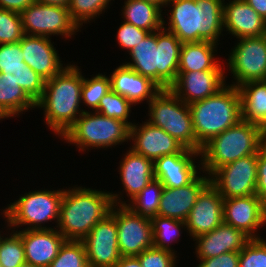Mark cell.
<instances>
[{"label":"cell","instance_id":"1","mask_svg":"<svg viewBox=\"0 0 266 267\" xmlns=\"http://www.w3.org/2000/svg\"><path fill=\"white\" fill-rule=\"evenodd\" d=\"M121 193L77 185L64 189L56 229L66 240L82 241L92 228L110 213L113 204H127L128 201L121 197Z\"/></svg>","mask_w":266,"mask_h":267},{"label":"cell","instance_id":"2","mask_svg":"<svg viewBox=\"0 0 266 267\" xmlns=\"http://www.w3.org/2000/svg\"><path fill=\"white\" fill-rule=\"evenodd\" d=\"M80 70L75 63L65 65L58 75L45 81L44 93L36 102V108L44 112L45 124L58 135V138H61L77 118L87 111L80 107L83 85Z\"/></svg>","mask_w":266,"mask_h":267},{"label":"cell","instance_id":"3","mask_svg":"<svg viewBox=\"0 0 266 267\" xmlns=\"http://www.w3.org/2000/svg\"><path fill=\"white\" fill-rule=\"evenodd\" d=\"M223 3L224 0H168L165 7L172 5V9L169 22L166 24L163 20V28L182 43L210 41L218 44L224 31Z\"/></svg>","mask_w":266,"mask_h":267},{"label":"cell","instance_id":"4","mask_svg":"<svg viewBox=\"0 0 266 267\" xmlns=\"http://www.w3.org/2000/svg\"><path fill=\"white\" fill-rule=\"evenodd\" d=\"M181 46L175 34L162 28L133 47L129 51L131 62L122 64L148 77L161 89H170L177 79Z\"/></svg>","mask_w":266,"mask_h":267},{"label":"cell","instance_id":"5","mask_svg":"<svg viewBox=\"0 0 266 267\" xmlns=\"http://www.w3.org/2000/svg\"><path fill=\"white\" fill-rule=\"evenodd\" d=\"M266 142V132L257 124L240 120L202 146V173L210 176L216 169L248 155H258Z\"/></svg>","mask_w":266,"mask_h":267},{"label":"cell","instance_id":"6","mask_svg":"<svg viewBox=\"0 0 266 267\" xmlns=\"http://www.w3.org/2000/svg\"><path fill=\"white\" fill-rule=\"evenodd\" d=\"M189 108L196 141L201 147L241 120L240 93L230 83L214 95L191 103Z\"/></svg>","mask_w":266,"mask_h":267},{"label":"cell","instance_id":"7","mask_svg":"<svg viewBox=\"0 0 266 267\" xmlns=\"http://www.w3.org/2000/svg\"><path fill=\"white\" fill-rule=\"evenodd\" d=\"M64 188L61 190H36L24 193L1 211L9 230L25 226L22 230L55 229L58 225ZM55 221V227L46 222ZM27 225V226H26Z\"/></svg>","mask_w":266,"mask_h":267},{"label":"cell","instance_id":"8","mask_svg":"<svg viewBox=\"0 0 266 267\" xmlns=\"http://www.w3.org/2000/svg\"><path fill=\"white\" fill-rule=\"evenodd\" d=\"M130 127L123 121L103 116L97 112H83L61 137L76 144L79 152L89 149L112 148L128 143Z\"/></svg>","mask_w":266,"mask_h":267},{"label":"cell","instance_id":"9","mask_svg":"<svg viewBox=\"0 0 266 267\" xmlns=\"http://www.w3.org/2000/svg\"><path fill=\"white\" fill-rule=\"evenodd\" d=\"M148 116L146 121L162 128L185 148L200 153L202 147L196 141L189 105L170 89H161L148 102Z\"/></svg>","mask_w":266,"mask_h":267},{"label":"cell","instance_id":"10","mask_svg":"<svg viewBox=\"0 0 266 267\" xmlns=\"http://www.w3.org/2000/svg\"><path fill=\"white\" fill-rule=\"evenodd\" d=\"M228 56L229 71L238 87L249 81L266 80V35L237 39Z\"/></svg>","mask_w":266,"mask_h":267},{"label":"cell","instance_id":"11","mask_svg":"<svg viewBox=\"0 0 266 267\" xmlns=\"http://www.w3.org/2000/svg\"><path fill=\"white\" fill-rule=\"evenodd\" d=\"M20 14L26 35L72 38L80 30L72 20L68 7L45 5L36 1Z\"/></svg>","mask_w":266,"mask_h":267},{"label":"cell","instance_id":"12","mask_svg":"<svg viewBox=\"0 0 266 267\" xmlns=\"http://www.w3.org/2000/svg\"><path fill=\"white\" fill-rule=\"evenodd\" d=\"M258 155H248L225 164L210 175V183L223 198L256 194Z\"/></svg>","mask_w":266,"mask_h":267},{"label":"cell","instance_id":"13","mask_svg":"<svg viewBox=\"0 0 266 267\" xmlns=\"http://www.w3.org/2000/svg\"><path fill=\"white\" fill-rule=\"evenodd\" d=\"M89 267H115L122 257L118 249L115 204L82 240Z\"/></svg>","mask_w":266,"mask_h":267},{"label":"cell","instance_id":"14","mask_svg":"<svg viewBox=\"0 0 266 267\" xmlns=\"http://www.w3.org/2000/svg\"><path fill=\"white\" fill-rule=\"evenodd\" d=\"M115 220L121 256H137L153 247L150 218L135 214L125 205H115Z\"/></svg>","mask_w":266,"mask_h":267},{"label":"cell","instance_id":"15","mask_svg":"<svg viewBox=\"0 0 266 267\" xmlns=\"http://www.w3.org/2000/svg\"><path fill=\"white\" fill-rule=\"evenodd\" d=\"M223 222L241 230L250 239H260L257 231L266 225V205L256 194L224 198Z\"/></svg>","mask_w":266,"mask_h":267},{"label":"cell","instance_id":"16","mask_svg":"<svg viewBox=\"0 0 266 267\" xmlns=\"http://www.w3.org/2000/svg\"><path fill=\"white\" fill-rule=\"evenodd\" d=\"M131 140L133 145L130 149L153 162L162 156L183 153L187 150L162 128L148 121L142 122L140 126L135 123L130 128L129 141Z\"/></svg>","mask_w":266,"mask_h":267},{"label":"cell","instance_id":"17","mask_svg":"<svg viewBox=\"0 0 266 267\" xmlns=\"http://www.w3.org/2000/svg\"><path fill=\"white\" fill-rule=\"evenodd\" d=\"M200 153L187 149L183 153L165 155L153 162L154 178L158 179L164 187L179 188L191 183L202 170L201 160L196 162ZM195 158V159H194ZM196 160V161H195ZM195 163H200L195 165Z\"/></svg>","mask_w":266,"mask_h":267},{"label":"cell","instance_id":"18","mask_svg":"<svg viewBox=\"0 0 266 267\" xmlns=\"http://www.w3.org/2000/svg\"><path fill=\"white\" fill-rule=\"evenodd\" d=\"M225 71L178 72L170 90L187 105L204 100L222 89L227 83Z\"/></svg>","mask_w":266,"mask_h":267},{"label":"cell","instance_id":"19","mask_svg":"<svg viewBox=\"0 0 266 267\" xmlns=\"http://www.w3.org/2000/svg\"><path fill=\"white\" fill-rule=\"evenodd\" d=\"M223 202L224 198L211 183L201 191L185 221L191 239L213 231L223 222Z\"/></svg>","mask_w":266,"mask_h":267},{"label":"cell","instance_id":"20","mask_svg":"<svg viewBox=\"0 0 266 267\" xmlns=\"http://www.w3.org/2000/svg\"><path fill=\"white\" fill-rule=\"evenodd\" d=\"M20 47L23 61L45 80L65 68L51 38L25 34L20 40Z\"/></svg>","mask_w":266,"mask_h":267},{"label":"cell","instance_id":"21","mask_svg":"<svg viewBox=\"0 0 266 267\" xmlns=\"http://www.w3.org/2000/svg\"><path fill=\"white\" fill-rule=\"evenodd\" d=\"M199 174L191 183L162 190L157 215L186 221L201 191L210 183V176Z\"/></svg>","mask_w":266,"mask_h":267},{"label":"cell","instance_id":"22","mask_svg":"<svg viewBox=\"0 0 266 267\" xmlns=\"http://www.w3.org/2000/svg\"><path fill=\"white\" fill-rule=\"evenodd\" d=\"M250 238L241 230L222 222L213 231L193 238L198 259L213 258L227 252H240Z\"/></svg>","mask_w":266,"mask_h":267},{"label":"cell","instance_id":"23","mask_svg":"<svg viewBox=\"0 0 266 267\" xmlns=\"http://www.w3.org/2000/svg\"><path fill=\"white\" fill-rule=\"evenodd\" d=\"M223 17L224 31L237 39L266 35V20L245 0H224Z\"/></svg>","mask_w":266,"mask_h":267},{"label":"cell","instance_id":"24","mask_svg":"<svg viewBox=\"0 0 266 267\" xmlns=\"http://www.w3.org/2000/svg\"><path fill=\"white\" fill-rule=\"evenodd\" d=\"M25 250V261L37 267H48L57 257L65 237L55 229L18 230Z\"/></svg>","mask_w":266,"mask_h":267},{"label":"cell","instance_id":"25","mask_svg":"<svg viewBox=\"0 0 266 267\" xmlns=\"http://www.w3.org/2000/svg\"><path fill=\"white\" fill-rule=\"evenodd\" d=\"M109 76L111 89L125 96L134 106L144 100L150 102L161 90L151 79L139 75L124 64H120Z\"/></svg>","mask_w":266,"mask_h":267},{"label":"cell","instance_id":"26","mask_svg":"<svg viewBox=\"0 0 266 267\" xmlns=\"http://www.w3.org/2000/svg\"><path fill=\"white\" fill-rule=\"evenodd\" d=\"M120 181L126 196L135 197L141 190L154 179L153 161L133 152L130 148L124 154L119 165Z\"/></svg>","mask_w":266,"mask_h":267},{"label":"cell","instance_id":"27","mask_svg":"<svg viewBox=\"0 0 266 267\" xmlns=\"http://www.w3.org/2000/svg\"><path fill=\"white\" fill-rule=\"evenodd\" d=\"M217 45L210 41L182 43L178 72L223 71L215 56Z\"/></svg>","mask_w":266,"mask_h":267},{"label":"cell","instance_id":"28","mask_svg":"<svg viewBox=\"0 0 266 267\" xmlns=\"http://www.w3.org/2000/svg\"><path fill=\"white\" fill-rule=\"evenodd\" d=\"M241 120L259 125L266 132V80L249 81L238 87Z\"/></svg>","mask_w":266,"mask_h":267},{"label":"cell","instance_id":"29","mask_svg":"<svg viewBox=\"0 0 266 267\" xmlns=\"http://www.w3.org/2000/svg\"><path fill=\"white\" fill-rule=\"evenodd\" d=\"M32 108H36V103L18 85L15 76L0 72V115L4 119L19 117Z\"/></svg>","mask_w":266,"mask_h":267},{"label":"cell","instance_id":"30","mask_svg":"<svg viewBox=\"0 0 266 267\" xmlns=\"http://www.w3.org/2000/svg\"><path fill=\"white\" fill-rule=\"evenodd\" d=\"M124 22L150 33L163 28V9L144 0H125L122 7ZM162 13V14H161Z\"/></svg>","mask_w":266,"mask_h":267},{"label":"cell","instance_id":"31","mask_svg":"<svg viewBox=\"0 0 266 267\" xmlns=\"http://www.w3.org/2000/svg\"><path fill=\"white\" fill-rule=\"evenodd\" d=\"M153 247L177 254L172 242H179L181 229L187 231L186 222L174 218L156 215L151 218ZM171 246V247H170Z\"/></svg>","mask_w":266,"mask_h":267},{"label":"cell","instance_id":"32","mask_svg":"<svg viewBox=\"0 0 266 267\" xmlns=\"http://www.w3.org/2000/svg\"><path fill=\"white\" fill-rule=\"evenodd\" d=\"M163 188L162 183L154 178L125 206L135 214L151 219L158 213Z\"/></svg>","mask_w":266,"mask_h":267},{"label":"cell","instance_id":"33","mask_svg":"<svg viewBox=\"0 0 266 267\" xmlns=\"http://www.w3.org/2000/svg\"><path fill=\"white\" fill-rule=\"evenodd\" d=\"M131 107H133V104L125 96L111 89L100 100L98 109L95 112L123 121L131 128L135 124L128 119L130 117Z\"/></svg>","mask_w":266,"mask_h":267},{"label":"cell","instance_id":"34","mask_svg":"<svg viewBox=\"0 0 266 267\" xmlns=\"http://www.w3.org/2000/svg\"><path fill=\"white\" fill-rule=\"evenodd\" d=\"M111 90V79L106 74L98 73L85 78L81 88V102L94 112L98 109L100 100Z\"/></svg>","mask_w":266,"mask_h":267},{"label":"cell","instance_id":"35","mask_svg":"<svg viewBox=\"0 0 266 267\" xmlns=\"http://www.w3.org/2000/svg\"><path fill=\"white\" fill-rule=\"evenodd\" d=\"M6 235L0 237V266L1 267H19L25 262V250L22 237L11 230Z\"/></svg>","mask_w":266,"mask_h":267},{"label":"cell","instance_id":"36","mask_svg":"<svg viewBox=\"0 0 266 267\" xmlns=\"http://www.w3.org/2000/svg\"><path fill=\"white\" fill-rule=\"evenodd\" d=\"M112 0H71L68 6L72 20L82 28L83 23L87 24L96 19L110 6Z\"/></svg>","mask_w":266,"mask_h":267},{"label":"cell","instance_id":"37","mask_svg":"<svg viewBox=\"0 0 266 267\" xmlns=\"http://www.w3.org/2000/svg\"><path fill=\"white\" fill-rule=\"evenodd\" d=\"M48 267H89L84 243L66 240Z\"/></svg>","mask_w":266,"mask_h":267},{"label":"cell","instance_id":"38","mask_svg":"<svg viewBox=\"0 0 266 267\" xmlns=\"http://www.w3.org/2000/svg\"><path fill=\"white\" fill-rule=\"evenodd\" d=\"M24 35L21 14L0 8V44L19 42Z\"/></svg>","mask_w":266,"mask_h":267},{"label":"cell","instance_id":"39","mask_svg":"<svg viewBox=\"0 0 266 267\" xmlns=\"http://www.w3.org/2000/svg\"><path fill=\"white\" fill-rule=\"evenodd\" d=\"M20 41L16 43L0 44V72L12 74L25 68L27 64L23 61Z\"/></svg>","mask_w":266,"mask_h":267},{"label":"cell","instance_id":"40","mask_svg":"<svg viewBox=\"0 0 266 267\" xmlns=\"http://www.w3.org/2000/svg\"><path fill=\"white\" fill-rule=\"evenodd\" d=\"M239 267H266V240L250 239L239 252Z\"/></svg>","mask_w":266,"mask_h":267},{"label":"cell","instance_id":"41","mask_svg":"<svg viewBox=\"0 0 266 267\" xmlns=\"http://www.w3.org/2000/svg\"><path fill=\"white\" fill-rule=\"evenodd\" d=\"M18 85L36 103L44 93L45 79L28 65L14 74Z\"/></svg>","mask_w":266,"mask_h":267},{"label":"cell","instance_id":"42","mask_svg":"<svg viewBox=\"0 0 266 267\" xmlns=\"http://www.w3.org/2000/svg\"><path fill=\"white\" fill-rule=\"evenodd\" d=\"M142 267H176L177 255L173 252L151 247L136 256Z\"/></svg>","mask_w":266,"mask_h":267},{"label":"cell","instance_id":"43","mask_svg":"<svg viewBox=\"0 0 266 267\" xmlns=\"http://www.w3.org/2000/svg\"><path fill=\"white\" fill-rule=\"evenodd\" d=\"M119 28L117 29V41L121 48L127 49V52L138 45L141 40H143L150 32L137 28L136 26L129 24L127 22H121Z\"/></svg>","mask_w":266,"mask_h":267},{"label":"cell","instance_id":"44","mask_svg":"<svg viewBox=\"0 0 266 267\" xmlns=\"http://www.w3.org/2000/svg\"><path fill=\"white\" fill-rule=\"evenodd\" d=\"M256 195L266 205V142L258 152Z\"/></svg>","mask_w":266,"mask_h":267},{"label":"cell","instance_id":"45","mask_svg":"<svg viewBox=\"0 0 266 267\" xmlns=\"http://www.w3.org/2000/svg\"><path fill=\"white\" fill-rule=\"evenodd\" d=\"M200 260L196 267H239V252H227L207 259Z\"/></svg>","mask_w":266,"mask_h":267},{"label":"cell","instance_id":"46","mask_svg":"<svg viewBox=\"0 0 266 267\" xmlns=\"http://www.w3.org/2000/svg\"><path fill=\"white\" fill-rule=\"evenodd\" d=\"M37 0H0V8L21 13L29 5L33 4Z\"/></svg>","mask_w":266,"mask_h":267},{"label":"cell","instance_id":"47","mask_svg":"<svg viewBox=\"0 0 266 267\" xmlns=\"http://www.w3.org/2000/svg\"><path fill=\"white\" fill-rule=\"evenodd\" d=\"M115 267H142L136 256H122Z\"/></svg>","mask_w":266,"mask_h":267},{"label":"cell","instance_id":"48","mask_svg":"<svg viewBox=\"0 0 266 267\" xmlns=\"http://www.w3.org/2000/svg\"><path fill=\"white\" fill-rule=\"evenodd\" d=\"M262 18L266 20V0H245Z\"/></svg>","mask_w":266,"mask_h":267},{"label":"cell","instance_id":"49","mask_svg":"<svg viewBox=\"0 0 266 267\" xmlns=\"http://www.w3.org/2000/svg\"><path fill=\"white\" fill-rule=\"evenodd\" d=\"M71 0H37V2L45 5L68 7Z\"/></svg>","mask_w":266,"mask_h":267},{"label":"cell","instance_id":"50","mask_svg":"<svg viewBox=\"0 0 266 267\" xmlns=\"http://www.w3.org/2000/svg\"><path fill=\"white\" fill-rule=\"evenodd\" d=\"M144 1L153 3V4L159 6V7L162 9V8L165 7L166 2H167L168 0H144Z\"/></svg>","mask_w":266,"mask_h":267},{"label":"cell","instance_id":"51","mask_svg":"<svg viewBox=\"0 0 266 267\" xmlns=\"http://www.w3.org/2000/svg\"><path fill=\"white\" fill-rule=\"evenodd\" d=\"M19 267H37V266L33 265L32 263H29V262L25 261Z\"/></svg>","mask_w":266,"mask_h":267}]
</instances>
